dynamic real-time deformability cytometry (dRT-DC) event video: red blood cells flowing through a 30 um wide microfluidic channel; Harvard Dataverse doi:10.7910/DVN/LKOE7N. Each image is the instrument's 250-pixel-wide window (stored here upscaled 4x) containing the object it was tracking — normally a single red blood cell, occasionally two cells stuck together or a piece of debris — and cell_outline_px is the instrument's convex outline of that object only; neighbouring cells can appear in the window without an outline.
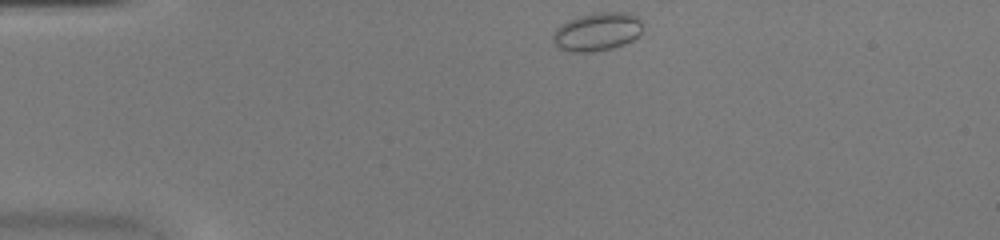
{"species": "common noctule bat (a hibernating species)", "species_latin": "Nyctalus noctula", "temperature_condition": "warm", "stored_images_in_passage": 29, "camera_frame_rate_fps": 3000, "um_per_image_px": 0.085, "animal": {"sex": "female", "body_mass_g": 20.0, "forearm_length_mm": 54.0}, "frame": {"image": 1, "passage_image": 1, "time_ms": 0.0, "image_size_px": [1000, 240], "cell_outline_px": [[640, 36], [624, 44], [612, 48], [592, 52], [572, 52], [560, 48], [552, 40], [552, 36], [556, 28], [560, 24], [568, 20], [580, 16], [596, 12], [628, 12], [636, 16], [640, 20]], "centroid_in_image_um": [50.74, 2.69], "position_along_channel_um": 34.3, "area_um2": 20.0}}
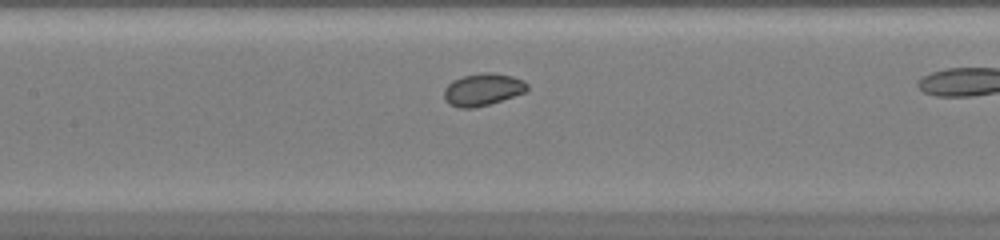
{"frame": {"image": 2, "passage_image": 14, "time_ms": 4.333, "image_size_px": [1000, 240], "cell_outline_px": [[528, 88], [524, 92], [488, 104], [472, 108], [460, 108], [448, 104], [444, 100], [444, 88], [452, 80], [464, 76], [480, 72], [492, 72], [512, 76], [524, 80], [528, 84]], "centroid_in_image_um": [41.0, 7.59], "position_along_channel_um": 166.4, "area_um2": 15.61}}
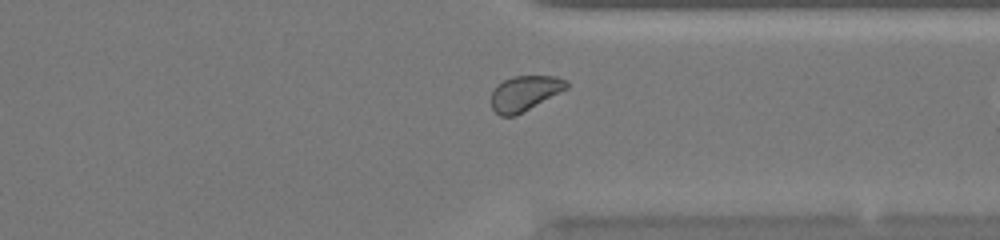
{"frame": {"image": 3, "passage_image": 28, "time_ms": 9.0, "image_size_px": [1000, 240], "cell_outline_px": [[568, 88], [516, 116], [500, 116], [492, 108], [492, 92], [504, 80], [512, 76], [556, 76], [568, 80]], "centroid_in_image_um": [44.63, 7.93], "position_along_channel_um": 366.8, "area_um2": 15.32}}